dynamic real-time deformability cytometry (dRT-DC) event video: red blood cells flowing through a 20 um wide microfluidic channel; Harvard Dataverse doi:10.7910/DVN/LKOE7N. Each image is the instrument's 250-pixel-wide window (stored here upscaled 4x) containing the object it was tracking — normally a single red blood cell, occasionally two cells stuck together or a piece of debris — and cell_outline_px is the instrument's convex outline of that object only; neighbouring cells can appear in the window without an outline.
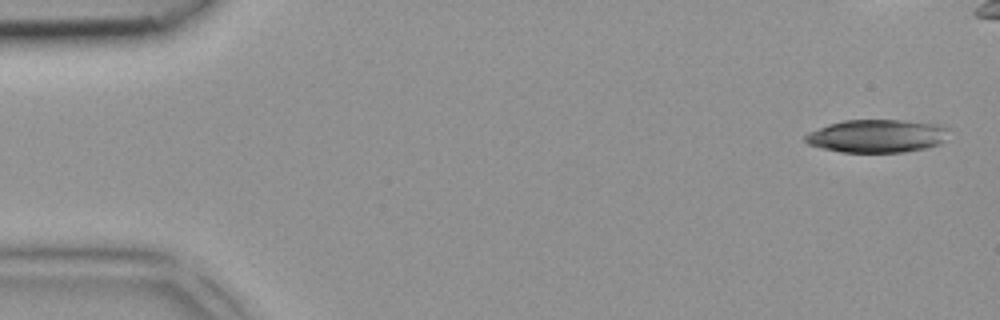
{"species": "common noctule bat (a hibernating species)", "species_latin": "Nyctalus noctula", "temperature_condition": "room temperature", "stored_images_in_passage": 6, "camera_frame_rate_fps": 3000, "um_per_image_px": 0.085, "animal": {"sex": "female", "body_mass_g": 18.4}, "frame": {"image": 1, "passage_image": 1, "time_ms": 0.0, "image_size_px": [1000, 320], "cell_outline_px": [[948, 128], [944, 140], [940, 144], [928, 148], [904, 152], [840, 152], [820, 148], [808, 144], [804, 140], [804, 136], [808, 132], [828, 124], [844, 120], [904, 120], [940, 124]], "centroid_in_image_um": [74.53, 11.56], "position_along_channel_um": 10.5, "area_um2": 27.86}}